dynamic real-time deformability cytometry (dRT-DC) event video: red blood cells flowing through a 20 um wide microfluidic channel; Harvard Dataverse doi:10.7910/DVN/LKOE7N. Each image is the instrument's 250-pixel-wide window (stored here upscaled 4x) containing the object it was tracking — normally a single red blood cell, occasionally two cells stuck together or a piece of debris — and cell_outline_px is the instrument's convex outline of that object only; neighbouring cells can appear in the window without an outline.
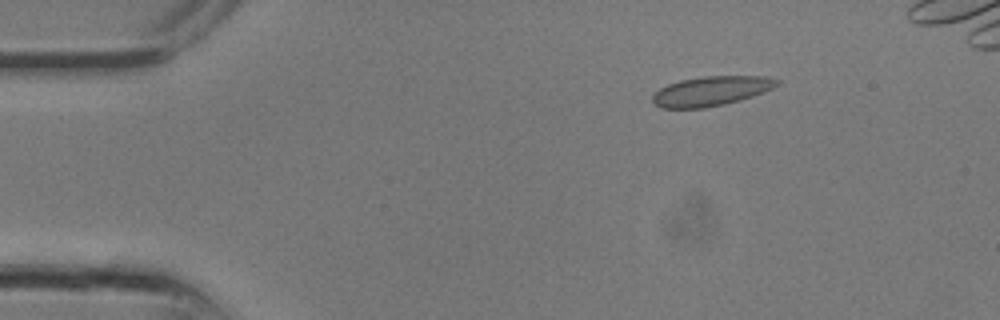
{"species": "common noctule bat (a hibernating species)", "species_latin": "Nyctalus noctula", "temperature_condition": "room temperature", "stored_images_in_passage": 9, "camera_frame_rate_fps": 3000, "um_per_image_px": 0.085, "animal": {"sex": "male", "body_mass_g": 13.3}, "frame": {"image": 1, "passage_image": 4, "time_ms": 1.0, "image_size_px": [1000, 320], "cell_outline_px": [[780, 84], [764, 92], [740, 100], [724, 104], [704, 108], [660, 108], [652, 100], [652, 96], [660, 88], [668, 84], [680, 80], [704, 76], [764, 76], [780, 80]], "centroid_in_image_um": [60.45, 7.73], "position_along_channel_um": 24.5, "area_um2": 21.39}}